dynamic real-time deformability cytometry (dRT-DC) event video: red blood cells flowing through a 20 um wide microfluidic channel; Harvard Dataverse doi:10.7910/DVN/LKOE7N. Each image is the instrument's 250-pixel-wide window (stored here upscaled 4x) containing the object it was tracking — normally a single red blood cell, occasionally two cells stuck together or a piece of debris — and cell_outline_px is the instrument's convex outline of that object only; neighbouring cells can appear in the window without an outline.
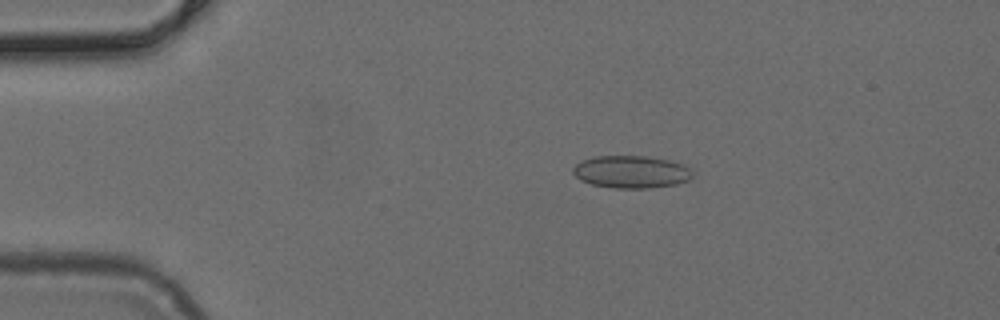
{"species": "common noctule bat (a hibernating species)", "species_latin": "Nyctalus noctula", "temperature_condition": "cold", "stored_images_in_passage": 44, "camera_frame_rate_fps": 3000, "um_per_image_px": 0.085, "animal": {"sex": "female", "body_mass_g": 24.6, "forearm_length_mm": 56.2}, "frame": {"image": 1, "passage_image": 9, "time_ms": 2.667, "image_size_px": [1000, 320], "cell_outline_px": [[692, 176], [688, 180], [676, 184], [652, 188], [612, 188], [592, 184], [580, 180], [572, 172], [572, 168], [580, 160], [592, 156], [648, 156], [668, 160], [684, 164], [692, 172]], "centroid_in_image_um": [53.62, 14.6], "position_along_channel_um": 31.4, "area_um2": 22.77}}
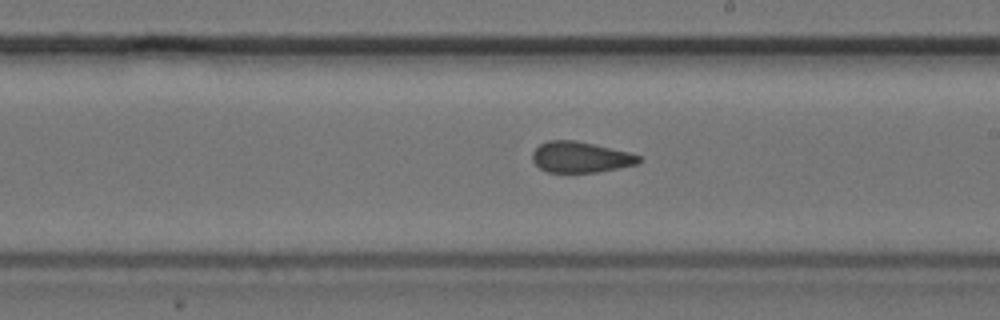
{"frame": {"image": 2, "passage_image": 28, "time_ms": 9.0, "image_size_px": [1000, 320], "cell_outline_px": [[644, 160], [636, 164], [596, 172], [548, 172], [540, 168], [532, 160], [532, 152], [540, 144], [548, 140], [576, 140], [628, 152], [640, 156]], "centroid_in_image_um": [49.33, 13.35], "position_along_channel_um": 239.7, "area_um2": 19.02}}
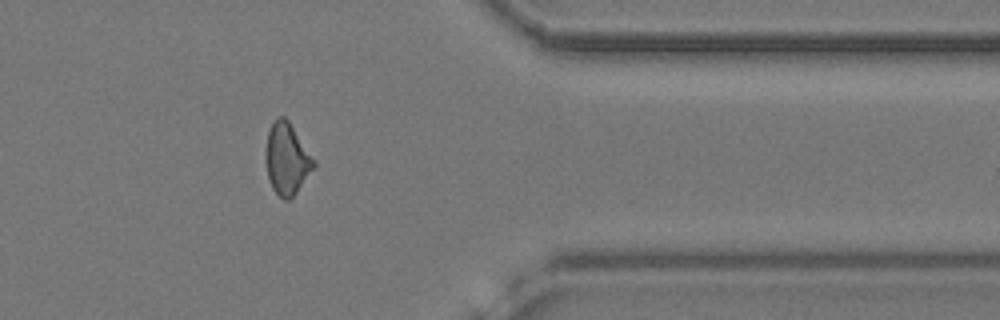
{"frame": {"image": 3, "passage_image": 40, "time_ms": 13.0, "image_size_px": [1000, 320], "cell_outline_px": [[316, 164], [296, 192], [288, 200], [284, 200], [272, 188], [268, 176], [264, 156], [268, 132], [276, 116], [284, 116], [288, 120], [316, 160]], "centroid_in_image_um": [24.37, 13.47], "position_along_channel_um": 387.0, "area_um2": 19.94}}